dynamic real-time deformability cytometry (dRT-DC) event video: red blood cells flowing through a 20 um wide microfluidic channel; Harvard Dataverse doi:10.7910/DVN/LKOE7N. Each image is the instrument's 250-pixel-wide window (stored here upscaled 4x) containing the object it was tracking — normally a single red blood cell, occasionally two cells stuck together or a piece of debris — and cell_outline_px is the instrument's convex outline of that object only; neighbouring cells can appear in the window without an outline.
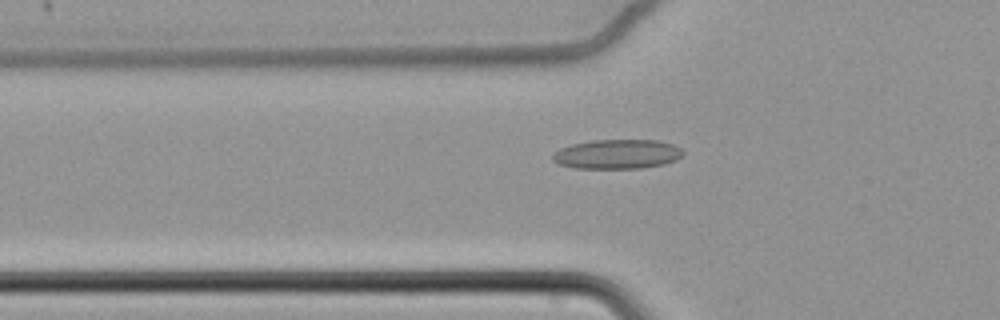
{"species": "common noctule bat (a hibernating species)", "species_latin": "Nyctalus noctula", "temperature_condition": "cold", "stored_images_in_passage": 48, "camera_frame_rate_fps": 3000, "um_per_image_px": 0.085, "animal": {"sex": "female", "body_mass_g": 22.7, "forearm_length_mm": 54.2}, "frame": {"image": 1, "passage_image": 9, "time_ms": 2.667, "image_size_px": [1000, 320], "cell_outline_px": [[684, 152], [676, 160], [664, 164], [640, 168], [576, 168], [556, 164], [552, 160], [552, 156], [560, 148], [572, 144], [592, 140], [660, 140], [672, 144], [680, 148]], "centroid_in_image_um": [52.45, 13.1], "position_along_channel_um": 73.4, "area_um2": 22.37}}
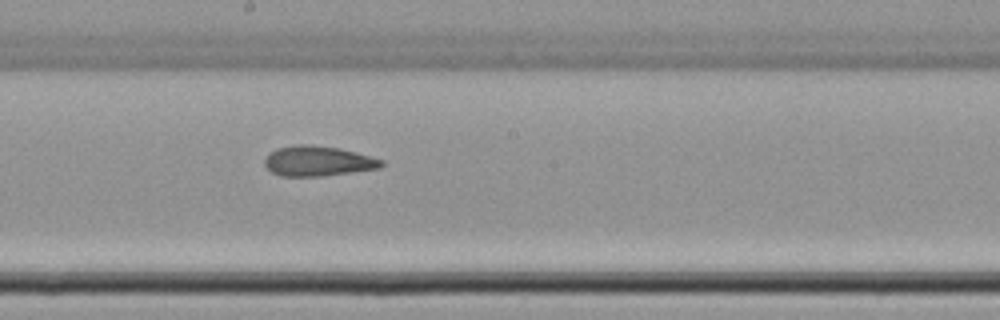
{"frame": {"image": 2, "passage_image": 22, "time_ms": 7.0, "image_size_px": [1000, 320], "cell_outline_px": [[384, 164], [380, 168], [320, 176], [280, 176], [272, 172], [264, 164], [264, 160], [268, 152], [276, 148], [296, 144], [308, 144], [340, 148], [356, 152], [384, 160]], "centroid_in_image_um": [26.99, 13.68], "position_along_channel_um": 221.2, "area_um2": 20.58}}
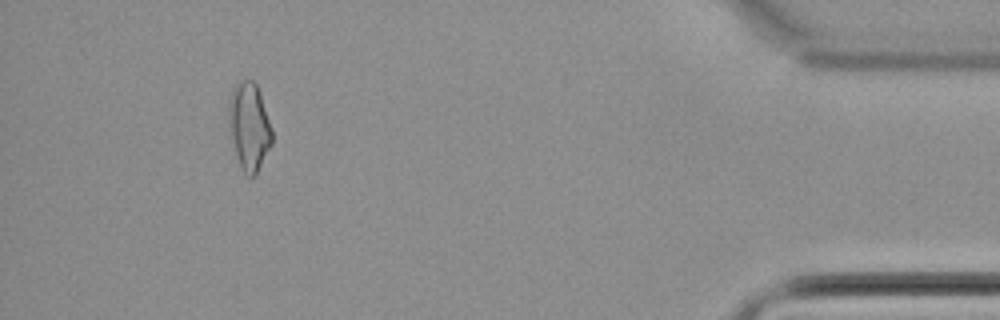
{"frame": {"image": 3, "passage_image": 44, "time_ms": 14.333, "image_size_px": [1000, 320], "cell_outline_px": [[272, 144], [256, 176], [248, 176], [244, 172], [240, 164], [236, 152], [228, 124], [228, 104], [232, 88], [240, 80], [252, 80], [256, 84], [260, 92], [272, 128]], "centroid_in_image_um": [21.19, 10.72], "position_along_channel_um": 414.0, "area_um2": 22.08}, "authors_computed_cell_mechanics": {"area_um2": 20.7791, "velocity_mm_per_s": 3.4234, "shape_relaxation_time_tau1_ms": null, "shape_relaxation_time_tau2_ms": 7.0269, "deformation_change_tau1": null, "deformation_change_tau2": 0.1514}}